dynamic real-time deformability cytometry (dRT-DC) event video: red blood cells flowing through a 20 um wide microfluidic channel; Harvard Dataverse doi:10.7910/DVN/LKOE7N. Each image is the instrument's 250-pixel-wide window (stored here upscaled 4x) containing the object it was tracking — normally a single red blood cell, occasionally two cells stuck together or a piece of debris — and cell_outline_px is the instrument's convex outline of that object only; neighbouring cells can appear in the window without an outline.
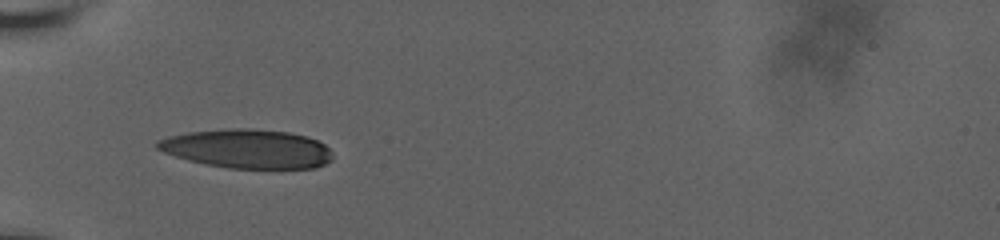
{"species": "human", "species_latin": "Homo sapiens", "temperature_condition": "room temperature", "stored_images_in_passage": 38, "camera_frame_rate_fps": 3000, "um_per_image_px": 0.085, "donor": {"sex": "male"}, "frame": {"image": 1, "passage_image": 1, "time_ms": 0.0, "image_size_px": [1000, 240], "cell_outline_px": [[332, 160], [316, 168], [228, 168], [204, 164], [188, 160], [164, 152], [156, 148], [152, 144], [156, 140], [168, 136], [188, 132], [228, 128], [252, 128], [288, 132], [308, 136], [324, 144], [332, 152]], "centroid_in_image_um": [20.99, 12.64], "position_along_channel_um": 64.0, "area_um2": 40.11}}
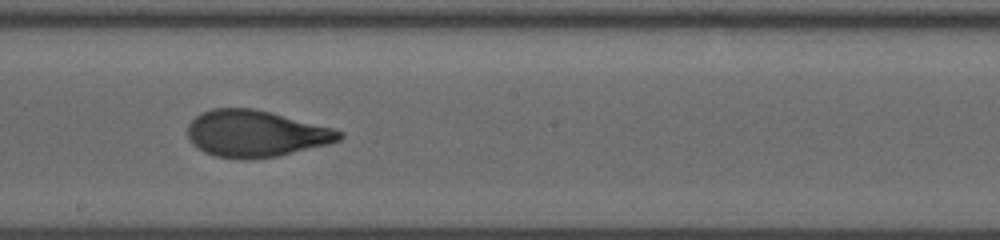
{"frame": {"image": 2, "passage_image": 22, "time_ms": 4.667, "image_size_px": [1000, 240], "cell_outline_px": [[344, 136], [340, 140], [328, 144], [276, 156], [252, 160], [244, 160], [216, 156], [204, 152], [192, 144], [188, 136], [188, 124], [196, 116], [212, 108], [252, 108], [332, 128], [344, 132]], "centroid_in_image_um": [21.71, 11.37], "position_along_channel_um": 226.5, "area_um2": 40.92}}
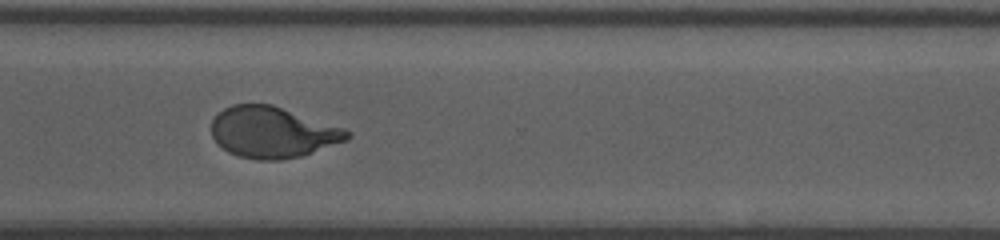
{"frame": {"image": 3, "passage_image": 37, "time_ms": 8.0, "image_size_px": [1000, 240], "cell_outline_px": [[352, 136], [348, 140], [300, 156], [280, 160], [256, 160], [236, 156], [228, 152], [216, 144], [212, 136], [212, 120], [224, 108], [232, 104], [272, 104], [344, 128], [352, 132]], "centroid_in_image_um": [23.16, 11.25], "position_along_channel_um": 347.4, "area_um2": 40.58}}